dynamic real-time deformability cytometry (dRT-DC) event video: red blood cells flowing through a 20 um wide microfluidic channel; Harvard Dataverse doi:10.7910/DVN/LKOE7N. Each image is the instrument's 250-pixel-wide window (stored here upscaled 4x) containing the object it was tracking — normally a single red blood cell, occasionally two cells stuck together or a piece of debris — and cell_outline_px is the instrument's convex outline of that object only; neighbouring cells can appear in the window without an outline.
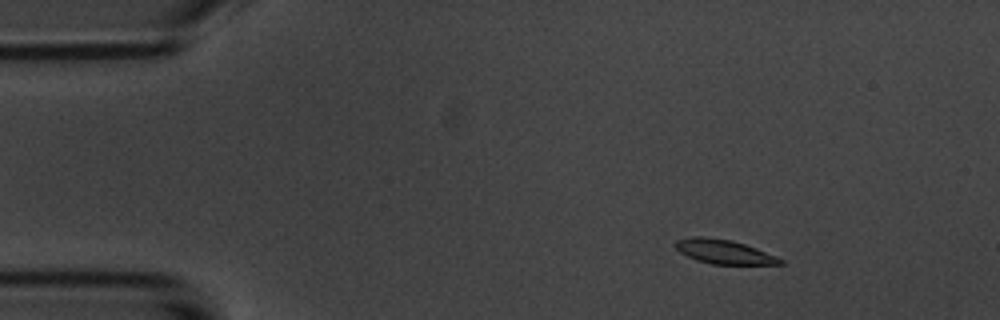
{"species": "common noctule bat (a hibernating species)", "species_latin": "Nyctalus noctula", "temperature_condition": "room temperature", "stored_images_in_passage": 5, "camera_frame_rate_fps": 3000, "um_per_image_px": 0.085, "animal": {"sex": "male", "body_mass_g": 20.1, "forearm_length_mm": 53.5}, "frame": {"image": 1, "passage_image": 2, "time_ms": 1.333, "image_size_px": [1000, 320], "cell_outline_px": [[784, 264], [712, 264], [696, 260], [680, 252], [672, 244], [676, 240], [692, 236], [704, 236], [732, 240], [756, 248], [776, 256], [784, 260]], "centroid_in_image_um": [61.5, 21.38], "position_along_channel_um": 23.5, "area_um2": 14.8}}
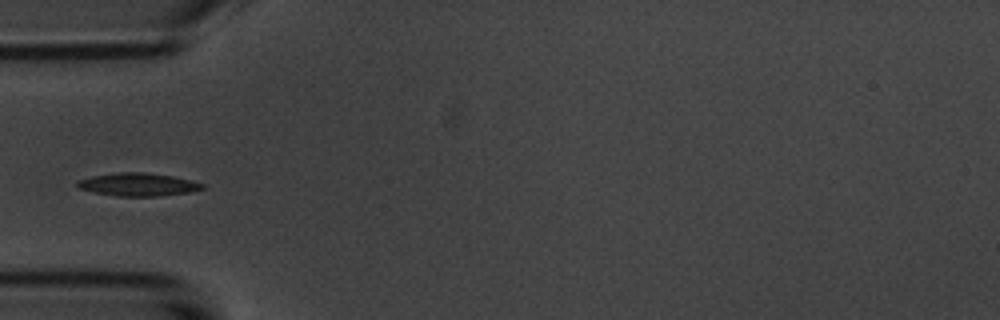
{"frame": {"image": 2, "passage_image": 5, "time_ms": 4.667, "image_size_px": [1000, 320], "cell_outline_px": [[204, 188], [188, 192], [160, 196], [116, 196], [76, 188], [76, 180], [92, 176], [120, 172], [144, 172], [172, 176], [192, 180], [204, 184]], "centroid_in_image_um": [11.7, 15.68], "position_along_channel_um": 73.3, "area_um2": 16.7}}